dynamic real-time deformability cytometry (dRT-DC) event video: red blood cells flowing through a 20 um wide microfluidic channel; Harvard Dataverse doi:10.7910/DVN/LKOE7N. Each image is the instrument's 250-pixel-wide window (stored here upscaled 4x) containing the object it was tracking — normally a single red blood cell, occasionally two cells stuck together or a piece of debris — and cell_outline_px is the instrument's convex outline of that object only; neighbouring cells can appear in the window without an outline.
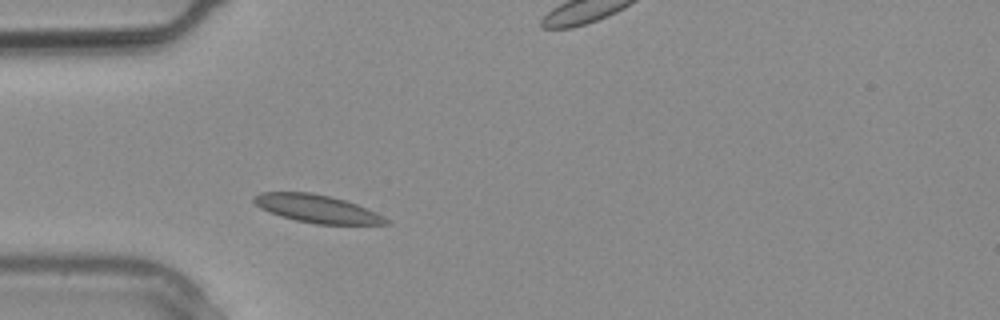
{"species": "common noctule bat (a hibernating species)", "species_latin": "Nyctalus noctula", "temperature_condition": "warm", "stored_images_in_passage": 4, "segment_of_instrument_passage": [1, 2], "camera_frame_rate_fps": 3000, "um_per_image_px": 0.085, "animal": {"sex": "male", "body_mass_g": 20.4}, "frame": {"image": 1, "passage_image": 3, "time_ms": 0.667, "image_size_px": [1000, 320], "cell_outline_px": [[388, 224], [316, 224], [296, 220], [280, 216], [268, 212], [260, 208], [252, 200], [252, 196], [260, 192], [312, 192], [332, 196], [356, 204], [376, 212], [384, 216], [388, 220]], "centroid_in_image_um": [26.9, 17.73], "position_along_channel_um": 58.1, "area_um2": 21.5}}